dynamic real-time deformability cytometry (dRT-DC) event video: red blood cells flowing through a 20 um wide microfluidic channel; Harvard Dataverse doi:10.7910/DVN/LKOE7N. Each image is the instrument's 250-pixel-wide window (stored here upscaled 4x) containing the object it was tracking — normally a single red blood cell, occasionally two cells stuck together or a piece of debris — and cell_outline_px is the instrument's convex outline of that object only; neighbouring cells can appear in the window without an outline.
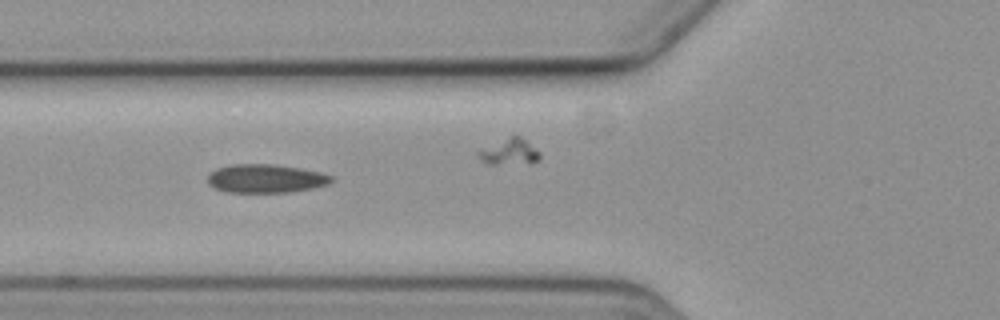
{"species": "common noctule bat (a hibernating species)", "species_latin": "Nyctalus noctula", "temperature_condition": "cold", "stored_images_in_passage": 8, "camera_frame_rate_fps": 3000, "um_per_image_px": 0.085, "animal": {"sex": "female", "body_mass_g": 19.3, "forearm_length_mm": 54.1}, "frame": {"image": 1, "passage_image": 7, "time_ms": 7.0, "image_size_px": [1000, 320], "cell_outline_px": [[336, 180], [328, 184], [312, 188], [292, 192], [224, 192], [208, 184], [208, 176], [216, 168], [232, 164], [272, 164], [300, 168], [320, 172], [332, 176]], "centroid_in_image_um": [22.6, 15.17], "position_along_channel_um": 103.2, "area_um2": 20.63}}